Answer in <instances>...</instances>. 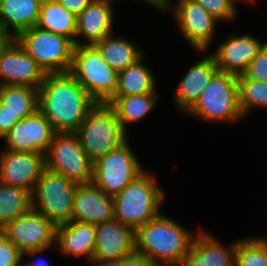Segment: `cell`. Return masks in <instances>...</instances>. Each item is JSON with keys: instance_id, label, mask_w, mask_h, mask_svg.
Returning <instances> with one entry per match:
<instances>
[{"instance_id": "cell-35", "label": "cell", "mask_w": 267, "mask_h": 266, "mask_svg": "<svg viewBox=\"0 0 267 266\" xmlns=\"http://www.w3.org/2000/svg\"><path fill=\"white\" fill-rule=\"evenodd\" d=\"M92 266H153L145 257L134 252L133 254L118 260L102 263H92Z\"/></svg>"}, {"instance_id": "cell-19", "label": "cell", "mask_w": 267, "mask_h": 266, "mask_svg": "<svg viewBox=\"0 0 267 266\" xmlns=\"http://www.w3.org/2000/svg\"><path fill=\"white\" fill-rule=\"evenodd\" d=\"M112 4L111 0H94L76 17L75 45H95L113 33Z\"/></svg>"}, {"instance_id": "cell-17", "label": "cell", "mask_w": 267, "mask_h": 266, "mask_svg": "<svg viewBox=\"0 0 267 266\" xmlns=\"http://www.w3.org/2000/svg\"><path fill=\"white\" fill-rule=\"evenodd\" d=\"M265 43L250 34H230L217 46L215 52L210 54L214 57L219 71L239 76L246 71Z\"/></svg>"}, {"instance_id": "cell-8", "label": "cell", "mask_w": 267, "mask_h": 266, "mask_svg": "<svg viewBox=\"0 0 267 266\" xmlns=\"http://www.w3.org/2000/svg\"><path fill=\"white\" fill-rule=\"evenodd\" d=\"M77 184L45 168L31 196L32 208L43 214L55 227L69 223Z\"/></svg>"}, {"instance_id": "cell-13", "label": "cell", "mask_w": 267, "mask_h": 266, "mask_svg": "<svg viewBox=\"0 0 267 266\" xmlns=\"http://www.w3.org/2000/svg\"><path fill=\"white\" fill-rule=\"evenodd\" d=\"M55 132L51 123L38 109L33 114L15 123L3 136L5 149L13 152L46 154Z\"/></svg>"}, {"instance_id": "cell-34", "label": "cell", "mask_w": 267, "mask_h": 266, "mask_svg": "<svg viewBox=\"0 0 267 266\" xmlns=\"http://www.w3.org/2000/svg\"><path fill=\"white\" fill-rule=\"evenodd\" d=\"M20 261H23V254L0 231V266H14Z\"/></svg>"}, {"instance_id": "cell-21", "label": "cell", "mask_w": 267, "mask_h": 266, "mask_svg": "<svg viewBox=\"0 0 267 266\" xmlns=\"http://www.w3.org/2000/svg\"><path fill=\"white\" fill-rule=\"evenodd\" d=\"M198 232L181 266H234L238 241L227 247L210 233Z\"/></svg>"}, {"instance_id": "cell-29", "label": "cell", "mask_w": 267, "mask_h": 266, "mask_svg": "<svg viewBox=\"0 0 267 266\" xmlns=\"http://www.w3.org/2000/svg\"><path fill=\"white\" fill-rule=\"evenodd\" d=\"M32 208L31 193L0 182V230Z\"/></svg>"}, {"instance_id": "cell-1", "label": "cell", "mask_w": 267, "mask_h": 266, "mask_svg": "<svg viewBox=\"0 0 267 266\" xmlns=\"http://www.w3.org/2000/svg\"><path fill=\"white\" fill-rule=\"evenodd\" d=\"M95 105L70 73L46 74L38 88V109L55 133H75Z\"/></svg>"}, {"instance_id": "cell-26", "label": "cell", "mask_w": 267, "mask_h": 266, "mask_svg": "<svg viewBox=\"0 0 267 266\" xmlns=\"http://www.w3.org/2000/svg\"><path fill=\"white\" fill-rule=\"evenodd\" d=\"M159 98V93L114 96L107 104L115 110L122 128L127 132L128 125L145 119L153 111Z\"/></svg>"}, {"instance_id": "cell-41", "label": "cell", "mask_w": 267, "mask_h": 266, "mask_svg": "<svg viewBox=\"0 0 267 266\" xmlns=\"http://www.w3.org/2000/svg\"><path fill=\"white\" fill-rule=\"evenodd\" d=\"M239 1H241V2L244 1V3H245V2H247V3L249 2V3L252 4V2L254 3V1H256V0H239Z\"/></svg>"}, {"instance_id": "cell-40", "label": "cell", "mask_w": 267, "mask_h": 266, "mask_svg": "<svg viewBox=\"0 0 267 266\" xmlns=\"http://www.w3.org/2000/svg\"><path fill=\"white\" fill-rule=\"evenodd\" d=\"M38 258V257H37ZM23 266H50L49 263L43 259H36L35 261H27V263H23Z\"/></svg>"}, {"instance_id": "cell-5", "label": "cell", "mask_w": 267, "mask_h": 266, "mask_svg": "<svg viewBox=\"0 0 267 266\" xmlns=\"http://www.w3.org/2000/svg\"><path fill=\"white\" fill-rule=\"evenodd\" d=\"M237 77L218 71L186 113L209 123L226 122L231 125L244 119L238 104Z\"/></svg>"}, {"instance_id": "cell-38", "label": "cell", "mask_w": 267, "mask_h": 266, "mask_svg": "<svg viewBox=\"0 0 267 266\" xmlns=\"http://www.w3.org/2000/svg\"><path fill=\"white\" fill-rule=\"evenodd\" d=\"M13 37L0 26V53L11 42Z\"/></svg>"}, {"instance_id": "cell-9", "label": "cell", "mask_w": 267, "mask_h": 266, "mask_svg": "<svg viewBox=\"0 0 267 266\" xmlns=\"http://www.w3.org/2000/svg\"><path fill=\"white\" fill-rule=\"evenodd\" d=\"M128 141L93 162L92 182L112 197L145 170Z\"/></svg>"}, {"instance_id": "cell-27", "label": "cell", "mask_w": 267, "mask_h": 266, "mask_svg": "<svg viewBox=\"0 0 267 266\" xmlns=\"http://www.w3.org/2000/svg\"><path fill=\"white\" fill-rule=\"evenodd\" d=\"M76 17L58 1L41 3L36 26L71 39L75 44Z\"/></svg>"}, {"instance_id": "cell-20", "label": "cell", "mask_w": 267, "mask_h": 266, "mask_svg": "<svg viewBox=\"0 0 267 266\" xmlns=\"http://www.w3.org/2000/svg\"><path fill=\"white\" fill-rule=\"evenodd\" d=\"M186 70L178 84L173 101L179 109L186 113L197 101L203 89L209 84L212 77L219 71L214 57L207 53Z\"/></svg>"}, {"instance_id": "cell-12", "label": "cell", "mask_w": 267, "mask_h": 266, "mask_svg": "<svg viewBox=\"0 0 267 266\" xmlns=\"http://www.w3.org/2000/svg\"><path fill=\"white\" fill-rule=\"evenodd\" d=\"M171 3L172 0H166L164 13L172 10L179 32L189 46L197 52L209 49L218 21L194 0H178L175 6Z\"/></svg>"}, {"instance_id": "cell-22", "label": "cell", "mask_w": 267, "mask_h": 266, "mask_svg": "<svg viewBox=\"0 0 267 266\" xmlns=\"http://www.w3.org/2000/svg\"><path fill=\"white\" fill-rule=\"evenodd\" d=\"M96 225L70 221L55 227V247L63 255L84 256L92 263L95 248Z\"/></svg>"}, {"instance_id": "cell-10", "label": "cell", "mask_w": 267, "mask_h": 266, "mask_svg": "<svg viewBox=\"0 0 267 266\" xmlns=\"http://www.w3.org/2000/svg\"><path fill=\"white\" fill-rule=\"evenodd\" d=\"M46 168L77 185L92 182L93 162L75 133H55L45 154Z\"/></svg>"}, {"instance_id": "cell-28", "label": "cell", "mask_w": 267, "mask_h": 266, "mask_svg": "<svg viewBox=\"0 0 267 266\" xmlns=\"http://www.w3.org/2000/svg\"><path fill=\"white\" fill-rule=\"evenodd\" d=\"M0 102L5 109L23 120L38 110V89L28 86H0Z\"/></svg>"}, {"instance_id": "cell-31", "label": "cell", "mask_w": 267, "mask_h": 266, "mask_svg": "<svg viewBox=\"0 0 267 266\" xmlns=\"http://www.w3.org/2000/svg\"><path fill=\"white\" fill-rule=\"evenodd\" d=\"M264 236L239 239L234 266H267V237Z\"/></svg>"}, {"instance_id": "cell-37", "label": "cell", "mask_w": 267, "mask_h": 266, "mask_svg": "<svg viewBox=\"0 0 267 266\" xmlns=\"http://www.w3.org/2000/svg\"><path fill=\"white\" fill-rule=\"evenodd\" d=\"M69 12L78 16L94 0H57Z\"/></svg>"}, {"instance_id": "cell-42", "label": "cell", "mask_w": 267, "mask_h": 266, "mask_svg": "<svg viewBox=\"0 0 267 266\" xmlns=\"http://www.w3.org/2000/svg\"><path fill=\"white\" fill-rule=\"evenodd\" d=\"M41 3L49 2V1H57V0H39Z\"/></svg>"}, {"instance_id": "cell-25", "label": "cell", "mask_w": 267, "mask_h": 266, "mask_svg": "<svg viewBox=\"0 0 267 266\" xmlns=\"http://www.w3.org/2000/svg\"><path fill=\"white\" fill-rule=\"evenodd\" d=\"M155 76L143 57L123 71L118 72L114 96H132L157 93Z\"/></svg>"}, {"instance_id": "cell-39", "label": "cell", "mask_w": 267, "mask_h": 266, "mask_svg": "<svg viewBox=\"0 0 267 266\" xmlns=\"http://www.w3.org/2000/svg\"><path fill=\"white\" fill-rule=\"evenodd\" d=\"M111 1L114 3L116 0H111ZM140 1L147 3V5H150L152 8H155V10H158V12L159 11L164 12L166 0H140Z\"/></svg>"}, {"instance_id": "cell-6", "label": "cell", "mask_w": 267, "mask_h": 266, "mask_svg": "<svg viewBox=\"0 0 267 266\" xmlns=\"http://www.w3.org/2000/svg\"><path fill=\"white\" fill-rule=\"evenodd\" d=\"M69 73L96 103L107 104L114 97L118 73L94 45H75Z\"/></svg>"}, {"instance_id": "cell-33", "label": "cell", "mask_w": 267, "mask_h": 266, "mask_svg": "<svg viewBox=\"0 0 267 266\" xmlns=\"http://www.w3.org/2000/svg\"><path fill=\"white\" fill-rule=\"evenodd\" d=\"M243 75L250 81L267 82V41L259 50L257 56L249 63Z\"/></svg>"}, {"instance_id": "cell-14", "label": "cell", "mask_w": 267, "mask_h": 266, "mask_svg": "<svg viewBox=\"0 0 267 266\" xmlns=\"http://www.w3.org/2000/svg\"><path fill=\"white\" fill-rule=\"evenodd\" d=\"M46 73L15 38L0 53V86L39 88Z\"/></svg>"}, {"instance_id": "cell-23", "label": "cell", "mask_w": 267, "mask_h": 266, "mask_svg": "<svg viewBox=\"0 0 267 266\" xmlns=\"http://www.w3.org/2000/svg\"><path fill=\"white\" fill-rule=\"evenodd\" d=\"M40 6L39 0H0V26L16 38L36 26Z\"/></svg>"}, {"instance_id": "cell-16", "label": "cell", "mask_w": 267, "mask_h": 266, "mask_svg": "<svg viewBox=\"0 0 267 266\" xmlns=\"http://www.w3.org/2000/svg\"><path fill=\"white\" fill-rule=\"evenodd\" d=\"M134 252V231L130 227L114 219L96 225L92 263L122 259Z\"/></svg>"}, {"instance_id": "cell-43", "label": "cell", "mask_w": 267, "mask_h": 266, "mask_svg": "<svg viewBox=\"0 0 267 266\" xmlns=\"http://www.w3.org/2000/svg\"><path fill=\"white\" fill-rule=\"evenodd\" d=\"M23 262L22 261H20L18 264H16V265H14V266H23V264H22Z\"/></svg>"}, {"instance_id": "cell-36", "label": "cell", "mask_w": 267, "mask_h": 266, "mask_svg": "<svg viewBox=\"0 0 267 266\" xmlns=\"http://www.w3.org/2000/svg\"><path fill=\"white\" fill-rule=\"evenodd\" d=\"M19 119L12 113L5 109V106L0 102V138L11 129V127L17 123Z\"/></svg>"}, {"instance_id": "cell-18", "label": "cell", "mask_w": 267, "mask_h": 266, "mask_svg": "<svg viewBox=\"0 0 267 266\" xmlns=\"http://www.w3.org/2000/svg\"><path fill=\"white\" fill-rule=\"evenodd\" d=\"M114 219L113 197L93 182L77 185L71 221L98 225Z\"/></svg>"}, {"instance_id": "cell-4", "label": "cell", "mask_w": 267, "mask_h": 266, "mask_svg": "<svg viewBox=\"0 0 267 266\" xmlns=\"http://www.w3.org/2000/svg\"><path fill=\"white\" fill-rule=\"evenodd\" d=\"M126 133L115 110L104 103H96L75 132L92 162L130 139Z\"/></svg>"}, {"instance_id": "cell-3", "label": "cell", "mask_w": 267, "mask_h": 266, "mask_svg": "<svg viewBox=\"0 0 267 266\" xmlns=\"http://www.w3.org/2000/svg\"><path fill=\"white\" fill-rule=\"evenodd\" d=\"M155 175L145 170L113 197L114 220L134 232L160 214L165 191L157 184Z\"/></svg>"}, {"instance_id": "cell-32", "label": "cell", "mask_w": 267, "mask_h": 266, "mask_svg": "<svg viewBox=\"0 0 267 266\" xmlns=\"http://www.w3.org/2000/svg\"><path fill=\"white\" fill-rule=\"evenodd\" d=\"M200 4L213 18L218 22L220 21H232L237 16L236 3L239 0H194Z\"/></svg>"}, {"instance_id": "cell-7", "label": "cell", "mask_w": 267, "mask_h": 266, "mask_svg": "<svg viewBox=\"0 0 267 266\" xmlns=\"http://www.w3.org/2000/svg\"><path fill=\"white\" fill-rule=\"evenodd\" d=\"M15 39L46 74L69 73L75 47L71 39L37 26Z\"/></svg>"}, {"instance_id": "cell-2", "label": "cell", "mask_w": 267, "mask_h": 266, "mask_svg": "<svg viewBox=\"0 0 267 266\" xmlns=\"http://www.w3.org/2000/svg\"><path fill=\"white\" fill-rule=\"evenodd\" d=\"M196 234L160 213L134 232L135 252L153 266H181Z\"/></svg>"}, {"instance_id": "cell-30", "label": "cell", "mask_w": 267, "mask_h": 266, "mask_svg": "<svg viewBox=\"0 0 267 266\" xmlns=\"http://www.w3.org/2000/svg\"><path fill=\"white\" fill-rule=\"evenodd\" d=\"M238 104L244 118L255 107L267 108V82L250 81L243 74L237 77Z\"/></svg>"}, {"instance_id": "cell-11", "label": "cell", "mask_w": 267, "mask_h": 266, "mask_svg": "<svg viewBox=\"0 0 267 266\" xmlns=\"http://www.w3.org/2000/svg\"><path fill=\"white\" fill-rule=\"evenodd\" d=\"M23 254L36 256L55 246V226L31 208L0 230Z\"/></svg>"}, {"instance_id": "cell-15", "label": "cell", "mask_w": 267, "mask_h": 266, "mask_svg": "<svg viewBox=\"0 0 267 266\" xmlns=\"http://www.w3.org/2000/svg\"><path fill=\"white\" fill-rule=\"evenodd\" d=\"M46 168L45 154L1 150L0 182L29 191L31 194Z\"/></svg>"}, {"instance_id": "cell-24", "label": "cell", "mask_w": 267, "mask_h": 266, "mask_svg": "<svg viewBox=\"0 0 267 266\" xmlns=\"http://www.w3.org/2000/svg\"><path fill=\"white\" fill-rule=\"evenodd\" d=\"M94 46L107 64L117 73L133 65L145 55L140 51V47L136 45L135 41L122 36H115L113 33Z\"/></svg>"}]
</instances>
